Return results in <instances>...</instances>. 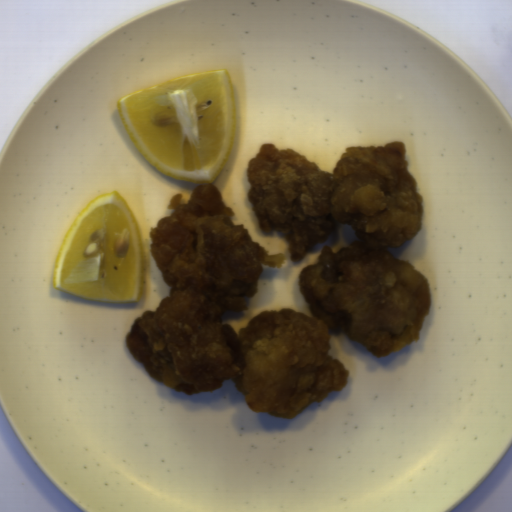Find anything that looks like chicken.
<instances>
[{"mask_svg":"<svg viewBox=\"0 0 512 512\" xmlns=\"http://www.w3.org/2000/svg\"><path fill=\"white\" fill-rule=\"evenodd\" d=\"M246 179L261 233L286 238L293 263L327 241L335 223L357 237L338 251L323 245L301 268L298 288L311 315L265 309L238 332L223 322L225 312L249 308L263 265L275 269L286 258L230 221L235 212L216 184L197 183L187 202L172 195V212L149 229L150 255L170 289L124 340L150 377L173 391L194 396L232 381L252 413L293 420L347 383L349 369L329 355L330 333L381 359L420 339L429 280L389 249L422 229L423 196L399 140L349 145L332 172L264 143Z\"/></svg>","mask_w":512,"mask_h":512,"instance_id":"obj_1","label":"chicken"}]
</instances>
